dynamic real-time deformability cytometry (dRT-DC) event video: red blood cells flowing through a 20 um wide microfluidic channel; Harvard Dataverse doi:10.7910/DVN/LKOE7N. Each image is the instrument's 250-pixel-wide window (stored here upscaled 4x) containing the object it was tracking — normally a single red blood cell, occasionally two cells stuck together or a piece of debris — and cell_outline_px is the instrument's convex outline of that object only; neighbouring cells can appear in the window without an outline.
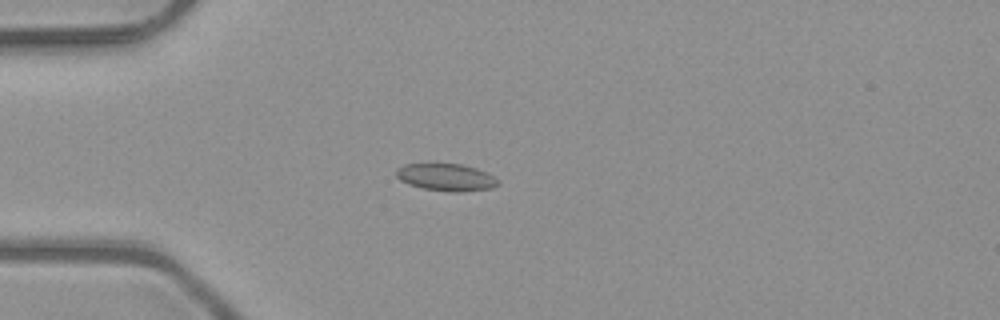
{"species": "common noctule bat (a hibernating species)", "species_latin": "Nyctalus noctula", "temperature_condition": "room temperature", "stored_images_in_passage": 5, "camera_frame_rate_fps": 3000, "um_per_image_px": 0.085, "animal": {"sex": "male", "body_mass_g": 23.1, "forearm_length_mm": 52.7}, "frame": {"image": 1, "passage_image": 5, "time_ms": 1.333, "image_size_px": [1000, 320], "cell_outline_px": [[500, 184], [492, 188], [460, 192], [448, 192], [424, 188], [408, 184], [400, 180], [396, 176], [396, 168], [404, 164], [428, 160], [460, 164], [476, 168], [500, 180]], "centroid_in_image_um": [37.85, 15.01], "position_along_channel_um": 47.1, "area_um2": 16.94}}